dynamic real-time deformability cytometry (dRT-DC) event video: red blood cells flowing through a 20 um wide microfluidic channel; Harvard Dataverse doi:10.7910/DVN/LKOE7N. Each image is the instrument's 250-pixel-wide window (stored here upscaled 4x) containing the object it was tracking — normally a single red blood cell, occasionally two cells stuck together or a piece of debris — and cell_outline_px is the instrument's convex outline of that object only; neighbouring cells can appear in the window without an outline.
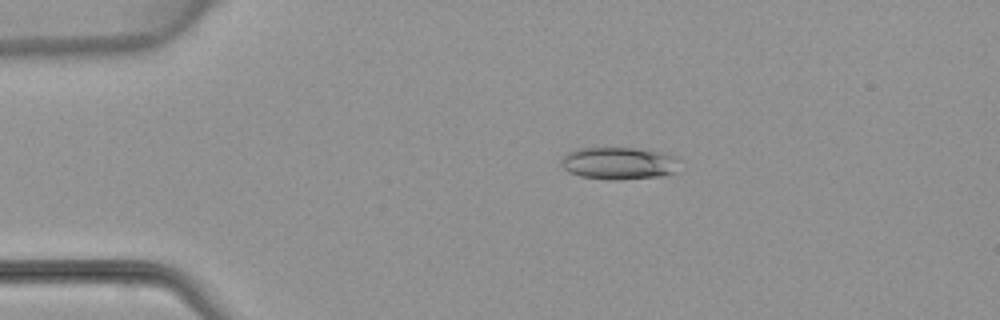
{"species": "common noctule bat (a hibernating species)", "species_latin": "Nyctalus noctula", "temperature_condition": "warm", "stored_images_in_passage": 4, "camera_frame_rate_fps": 3000, "um_per_image_px": 0.085, "animal": {"sex": "female", "body_mass_g": 22.7, "forearm_length_mm": 54.2}, "frame": {"image": 1, "passage_image": 3, "time_ms": 2.333, "image_size_px": [1000, 320], "cell_outline_px": [[676, 172], [660, 176], [616, 180], [608, 180], [580, 176], [568, 172], [560, 164], [560, 160], [568, 152], [580, 148], [636, 148], [660, 152], [676, 156]], "centroid_in_image_um": [52.55, 13.88], "position_along_channel_um": 32.4, "area_um2": 22.2}}
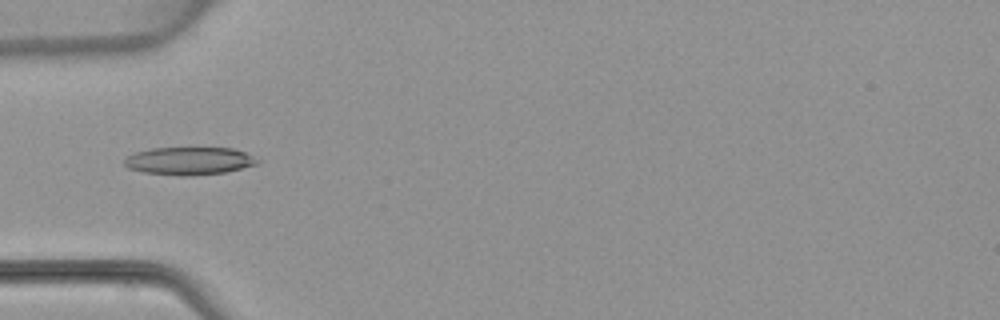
{"frame": {"image": 2, "passage_image": 4, "time_ms": 4.333, "image_size_px": [1000, 320], "cell_outline_px": [[260, 164], [224, 172], [188, 176], [180, 176], [144, 172], [128, 168], [124, 164], [124, 160], [128, 156], [136, 152], [152, 148], [232, 148], [244, 152], [260, 160]], "centroid_in_image_um": [16.1, 13.68], "position_along_channel_um": 68.9, "area_um2": 21.44}}